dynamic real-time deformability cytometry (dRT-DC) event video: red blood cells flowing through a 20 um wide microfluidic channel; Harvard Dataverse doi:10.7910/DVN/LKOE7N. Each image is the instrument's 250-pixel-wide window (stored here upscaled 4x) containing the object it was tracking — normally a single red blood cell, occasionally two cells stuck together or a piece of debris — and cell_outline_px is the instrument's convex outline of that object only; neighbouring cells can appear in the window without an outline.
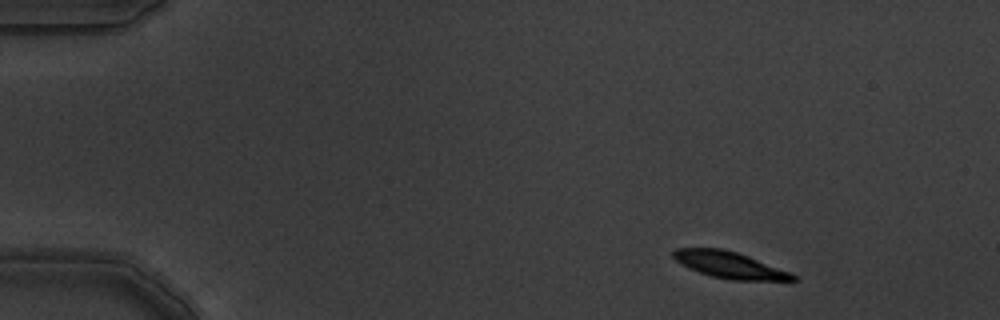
{"species": "common noctule bat (a hibernating species)", "species_latin": "Nyctalus noctula", "temperature_condition": "warm", "stored_images_in_passage": 5, "segment_of_instrument_passage": [1, 2], "camera_frame_rate_fps": 3000, "um_per_image_px": 0.085, "animal": {"sex": "male", "body_mass_g": 19.5, "forearm_length_mm": 54.6}, "frame": {"image": 1, "passage_image": 1, "time_ms": 0.0, "image_size_px": [1000, 320], "cell_outline_px": [[796, 280], [732, 280], [712, 276], [688, 268], [676, 260], [672, 256], [672, 252], [676, 248], [724, 248], [748, 256], [792, 272], [796, 276]], "centroid_in_image_um": [62.01, 22.51], "position_along_channel_um": 23.0, "area_um2": 18.38}}
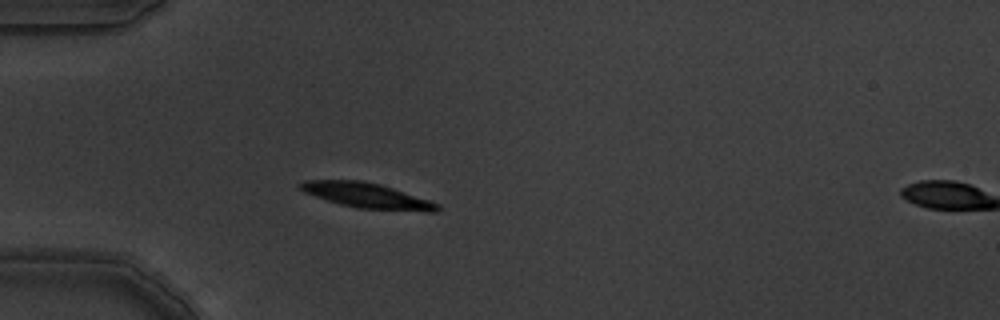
{"frame": {"image": 2, "passage_image": 4, "time_ms": 1.0, "image_size_px": [1000, 320], "cell_outline_px": [[440, 208], [436, 212], [428, 212], [356, 208], [340, 204], [304, 192], [296, 184], [304, 180], [364, 180], [380, 184], [440, 204]], "centroid_in_image_um": [31.19, 16.62], "position_along_channel_um": 53.8, "area_um2": 20.06}}